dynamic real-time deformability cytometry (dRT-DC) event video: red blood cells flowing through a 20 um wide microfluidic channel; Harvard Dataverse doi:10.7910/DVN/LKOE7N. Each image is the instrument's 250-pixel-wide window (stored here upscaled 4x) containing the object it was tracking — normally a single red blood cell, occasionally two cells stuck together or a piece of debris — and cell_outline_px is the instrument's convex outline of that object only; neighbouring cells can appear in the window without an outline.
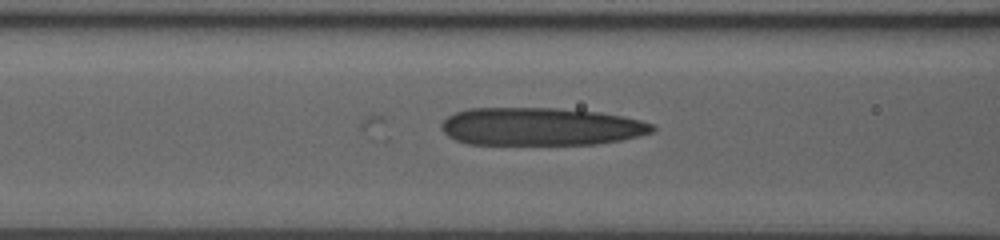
{"species": "human", "species_latin": "Homo sapiens", "temperature_condition": "room temperature", "stored_images_in_passage": 42, "camera_frame_rate_fps": 3000, "um_per_image_px": 0.085, "donor": {"sex": "male"}, "frame": {"image": 1, "passage_image": 20, "time_ms": 6.333, "image_size_px": [1000, 240], "cell_outline_px": [[652, 128], [648, 132], [616, 140], [592, 144], [472, 144], [460, 140], [452, 136], [444, 128], [444, 120], [460, 112], [476, 108], [544, 108], [592, 112], [616, 116], [636, 120], [652, 124]], "centroid_in_image_um": [45.92, 10.76], "position_along_channel_um": 120.7, "area_um2": 44.33}}
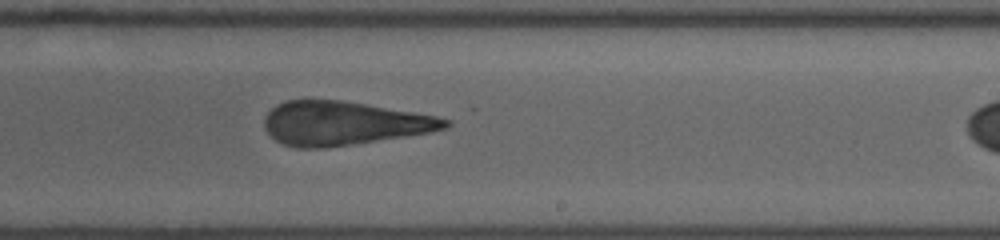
{"frame": {"image": 2, "passage_image": 30, "time_ms": 9.667, "image_size_px": [1000, 240], "cell_outline_px": [[448, 124], [444, 128], [424, 132], [344, 144], [284, 144], [276, 140], [268, 132], [268, 112], [272, 108], [288, 100], [332, 100], [360, 104], [432, 116], [448, 120]], "centroid_in_image_um": [29.16, 10.42], "position_along_channel_um": 259.8, "area_um2": 42.19}}
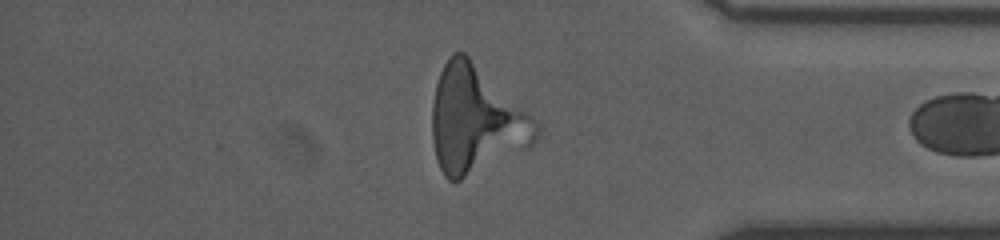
{"frame": {"image": 3, "passage_image": 41, "time_ms": 13.333, "image_size_px": [1000, 240], "cell_outline_px": [[524, 116], [460, 180], [448, 180], [440, 168], [436, 156], [432, 132], [432, 108], [436, 84], [440, 72], [444, 64], [456, 52], [464, 52], [468, 56]], "centroid_in_image_um": [39.76, 9.88], "position_along_channel_um": 395.4, "area_um2": 51.56}}